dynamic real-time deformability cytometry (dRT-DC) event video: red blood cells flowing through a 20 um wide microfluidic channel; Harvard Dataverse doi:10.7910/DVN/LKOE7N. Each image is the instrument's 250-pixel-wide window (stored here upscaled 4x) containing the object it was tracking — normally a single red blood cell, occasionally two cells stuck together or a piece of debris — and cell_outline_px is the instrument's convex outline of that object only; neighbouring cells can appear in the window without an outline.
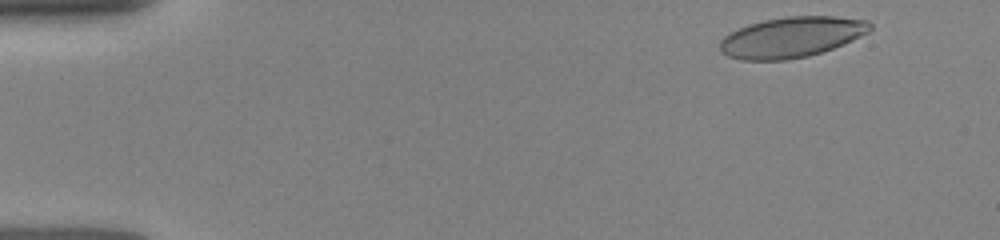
{"species": "human", "species_latin": "Homo sapiens", "temperature_condition": "room temperature", "stored_images_in_passage": 28, "camera_frame_rate_fps": 3000, "um_per_image_px": 0.085, "donor": {"sex": "female"}, "frame": {"image": 1, "passage_image": 2, "time_ms": 0.333, "image_size_px": [1000, 240], "cell_outline_px": [[872, 28], [868, 32], [844, 44], [808, 56], [788, 60], [740, 60], [728, 56], [720, 52], [720, 40], [728, 32], [748, 24], [764, 20], [784, 16], [836, 16], [868, 20], [872, 24]], "centroid_in_image_um": [67.26, 3.15], "position_along_channel_um": 17.7, "area_um2": 35.72}}
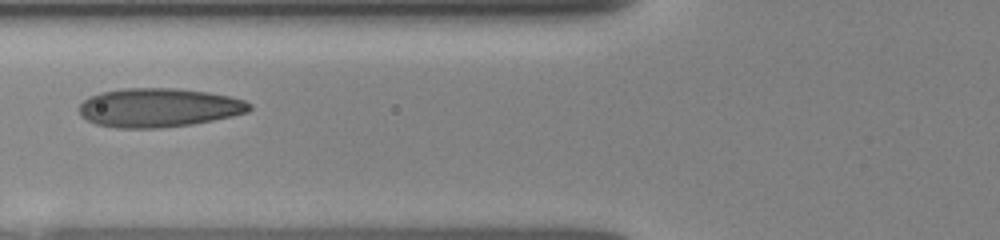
{"frame": {"image": 2, "passage_image": 17, "time_ms": 5.333, "image_size_px": [1000, 240], "cell_outline_px": [[252, 108], [248, 112], [232, 116], [192, 124], [160, 128], [116, 128], [96, 124], [80, 116], [80, 104], [84, 100], [100, 92], [124, 88], [176, 88], [208, 92], [228, 96], [244, 100], [252, 104]], "centroid_in_image_um": [13.5, 9.15], "position_along_channel_um": 112.3, "area_um2": 38.61}}
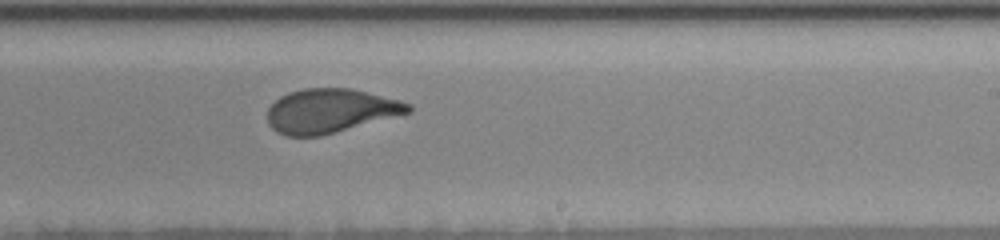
{"frame": {"image": 3, "passage_image": 28, "time_ms": 9.0, "image_size_px": [1000, 240], "cell_outline_px": [[412, 112], [336, 132], [320, 136], [288, 136], [276, 132], [268, 124], [268, 108], [280, 96], [288, 92], [304, 88], [352, 88], [400, 100], [412, 104]], "centroid_in_image_um": [28.09, 9.41], "position_along_channel_um": 260.9, "area_um2": 36.3}}